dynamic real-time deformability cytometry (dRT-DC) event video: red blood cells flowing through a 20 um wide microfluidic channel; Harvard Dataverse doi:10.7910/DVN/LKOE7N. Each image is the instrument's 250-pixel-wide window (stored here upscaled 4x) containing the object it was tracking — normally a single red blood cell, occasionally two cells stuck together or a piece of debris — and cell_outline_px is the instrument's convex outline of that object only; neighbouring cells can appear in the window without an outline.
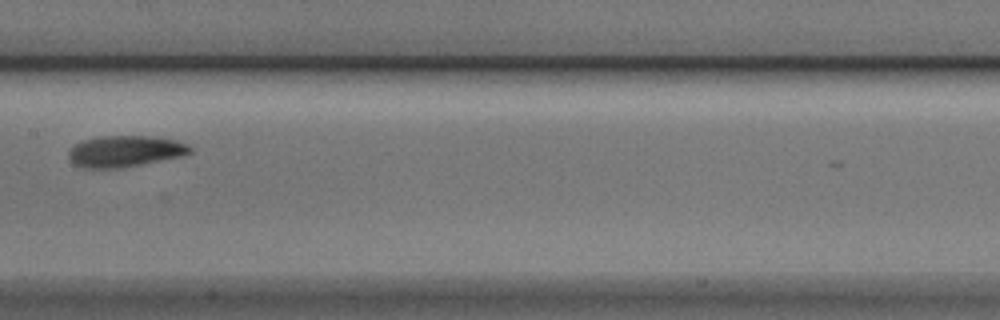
{"species": "Egyptian fruit bat (a non-hibernating species)", "species_latin": "Rousettus aegyptiacus", "temperature_condition": "cold", "stored_images_in_passage": 9, "camera_frame_rate_fps": 3000, "um_per_image_px": 0.085, "animal": {"sex": "male"}, "frame": {"image": 1, "passage_image": 6, "time_ms": 1.667, "image_size_px": [1000, 320], "cell_outline_px": [[192, 152], [184, 156], [120, 168], [84, 168], [76, 164], [68, 156], [68, 148], [80, 140], [100, 136], [152, 136], [176, 140], [188, 144], [192, 148]], "centroid_in_image_um": [10.63, 12.84], "position_along_channel_um": 196.8, "area_um2": 22.37}}
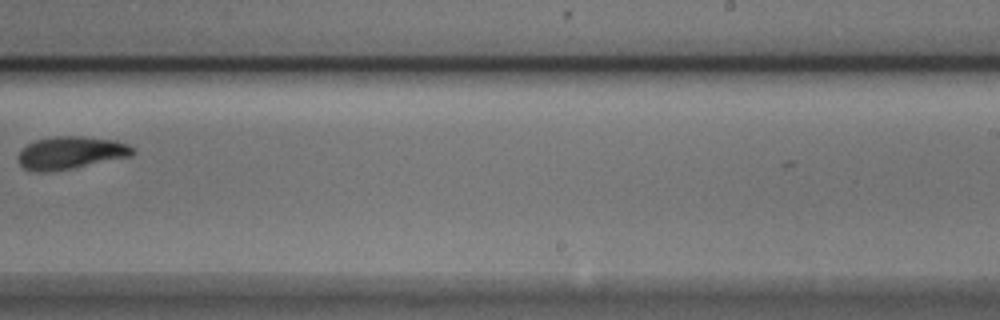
{"frame": {"image": 2, "passage_image": 8, "time_ms": 2.333, "image_size_px": [1000, 320], "cell_outline_px": [[136, 152], [132, 156], [72, 168], [48, 172], [36, 172], [24, 168], [16, 160], [16, 156], [28, 144], [36, 140], [52, 136], [84, 136], [116, 140], [128, 144], [136, 148]], "centroid_in_image_um": [6.03, 12.98], "position_along_channel_um": 283.0, "area_um2": 22.02}}
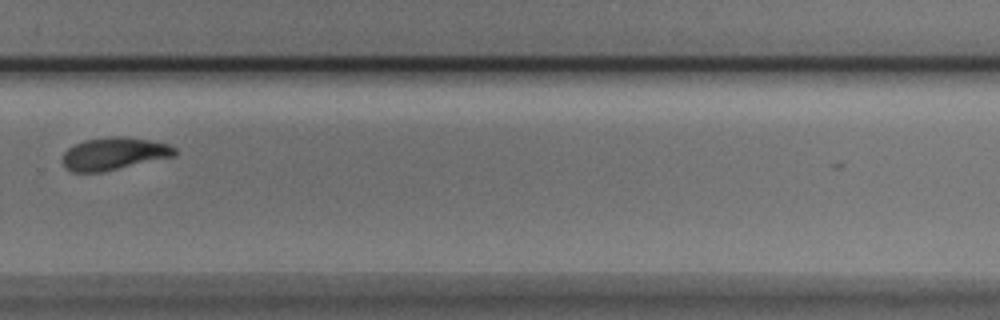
{"frame": {"image": 3, "passage_image": 9, "time_ms": 2.667, "image_size_px": [1000, 320], "cell_outline_px": [[180, 152], [176, 156], [100, 172], [72, 172], [60, 160], [64, 152], [68, 148], [84, 140], [112, 136], [116, 136], [148, 140], [168, 144], [176, 148]], "centroid_in_image_um": [9.7, 13.06], "position_along_channel_um": 320.1, "area_um2": 21.15}}